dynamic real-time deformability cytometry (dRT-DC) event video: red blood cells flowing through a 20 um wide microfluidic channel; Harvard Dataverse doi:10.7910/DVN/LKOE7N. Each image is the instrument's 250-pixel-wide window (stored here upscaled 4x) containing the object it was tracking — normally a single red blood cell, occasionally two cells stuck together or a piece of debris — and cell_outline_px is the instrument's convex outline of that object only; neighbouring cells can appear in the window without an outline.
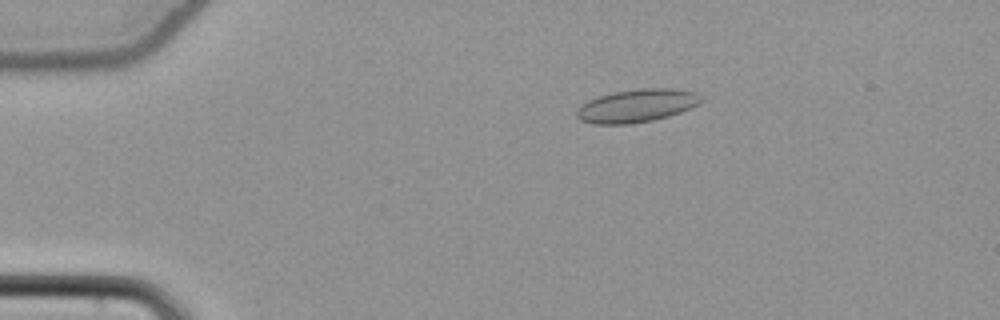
{"species": "common noctule bat (a hibernating species)", "species_latin": "Nyctalus noctula", "temperature_condition": "cold", "stored_images_in_passage": 51, "camera_frame_rate_fps": 3000, "um_per_image_px": 0.085, "animal": {"sex": "female", "body_mass_g": 22.7, "forearm_length_mm": 54.2}, "frame": {"image": 1, "passage_image": 8, "time_ms": 2.333, "image_size_px": [1000, 320], "cell_outline_px": [[704, 100], [680, 112], [668, 116], [652, 120], [628, 124], [592, 124], [580, 120], [576, 116], [576, 108], [588, 100], [596, 96], [612, 92], [640, 88], [672, 88], [696, 92], [704, 96]], "centroid_in_image_um": [54.09, 8.97], "position_along_channel_um": 30.9, "area_um2": 24.16}}
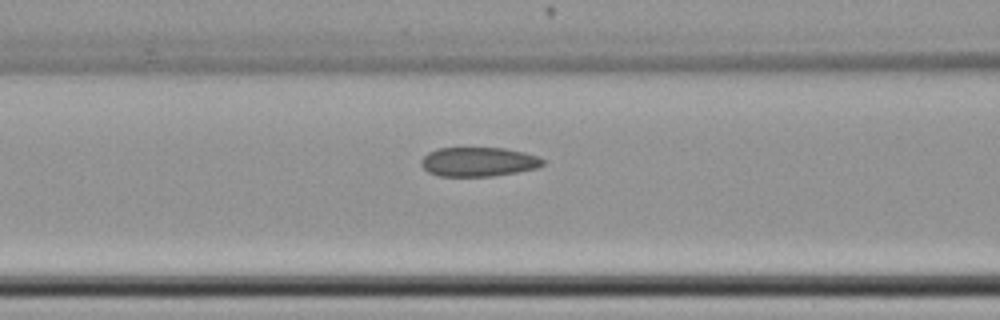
{"frame": {"image": 2, "passage_image": 20, "time_ms": 6.333, "image_size_px": [1000, 320], "cell_outline_px": [[544, 164], [540, 168], [492, 176], [440, 176], [428, 172], [420, 164], [420, 160], [428, 152], [436, 148], [504, 148], [524, 152], [536, 156], [544, 160]], "centroid_in_image_um": [40.66, 13.75], "position_along_channel_um": 125.9, "area_um2": 20.81}}
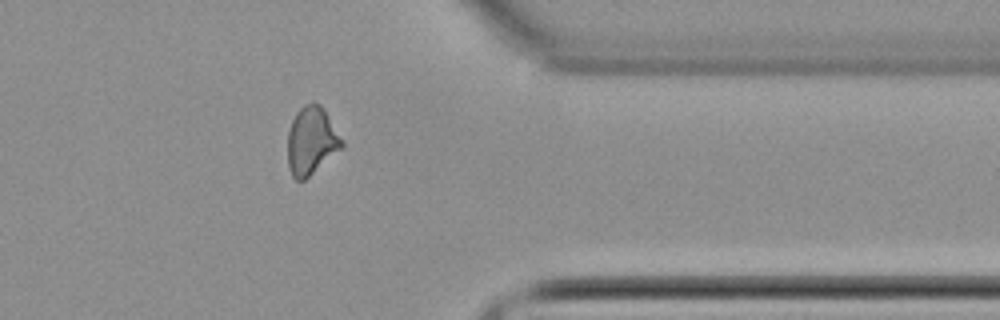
{"frame": {"image": 3, "passage_image": 41, "time_ms": 13.333, "image_size_px": [1000, 320], "cell_outline_px": [[344, 148], [304, 180], [296, 180], [292, 176], [288, 168], [288, 132], [292, 120], [296, 112], [304, 104], [312, 100], [320, 104], [324, 108], [344, 140]], "centroid_in_image_um": [26.5, 11.94], "position_along_channel_um": 384.9, "area_um2": 21.91}, "authors_computed_cell_mechanics": {"area_um2": 21.2704, "velocity_mm_per_s": 3.8691, "shape_relaxation_time_tau1_ms": null, "shape_relaxation_time_tau2_ms": 1.9948, "deformation_change_tau1": null, "deformation_change_tau2": 0.0918}}